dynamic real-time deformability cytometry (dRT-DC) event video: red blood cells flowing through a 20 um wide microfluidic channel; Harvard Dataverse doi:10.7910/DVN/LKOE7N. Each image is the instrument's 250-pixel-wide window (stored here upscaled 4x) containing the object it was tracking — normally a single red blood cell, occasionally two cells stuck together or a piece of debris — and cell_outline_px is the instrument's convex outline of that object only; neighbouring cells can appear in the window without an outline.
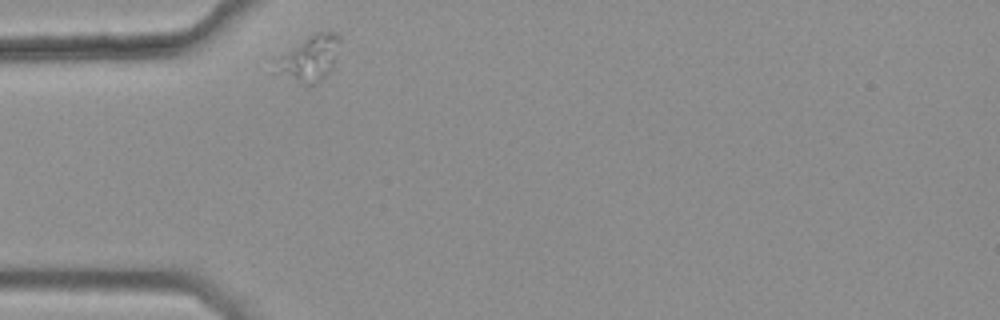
{"species": "common noctule bat (a hibernating species)", "species_latin": "Nyctalus noctula", "temperature_condition": "warm", "stored_images_in_passage": 45, "camera_frame_rate_fps": 3000, "um_per_image_px": 0.085, "animal": {"sex": "female", "body_mass_g": 25.1}, "frame": {"image": 1, "passage_image": 1, "time_ms": 0.0, "image_size_px": [1000, 320], "cell_outline_px": [[340, 40], [332, 68], [316, 84], [304, 84], [272, 72], [264, 68], [272, 60], [312, 32], [336, 32], [340, 36]], "centroid_in_image_um": [26.15, 4.95], "position_along_channel_um": 58.9, "area_um2": 17.74}}
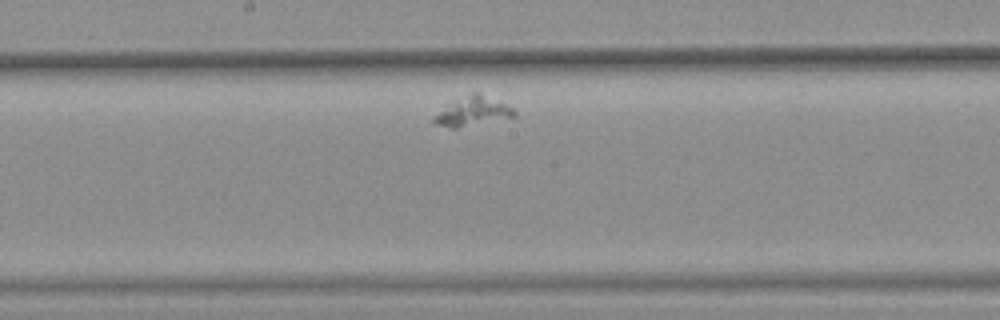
{"frame": {"image": 2, "passage_image": 16, "time_ms": 5.0, "image_size_px": [1000, 320], "cell_outline_px": [[516, 116], [456, 128], [452, 128], [432, 124], [432, 120], [448, 104], [472, 92], [480, 92], [512, 108], [516, 112]], "centroid_in_image_um": [40.17, 9.47], "position_along_channel_um": 208.0, "area_um2": 13.24}}
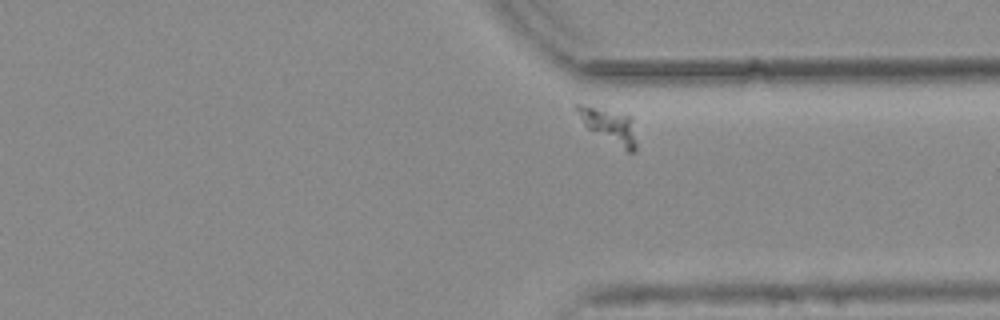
{"frame": {"image": 3, "passage_image": 30, "time_ms": 9.667, "image_size_px": [1000, 320], "cell_outline_px": [[636, 148], [632, 152], [628, 152], [588, 128], [584, 124], [572, 104], [580, 104], [628, 112], [632, 116], [636, 144]], "centroid_in_image_um": [51.81, 10.62], "position_along_channel_um": 359.6, "area_um2": 12.2}}